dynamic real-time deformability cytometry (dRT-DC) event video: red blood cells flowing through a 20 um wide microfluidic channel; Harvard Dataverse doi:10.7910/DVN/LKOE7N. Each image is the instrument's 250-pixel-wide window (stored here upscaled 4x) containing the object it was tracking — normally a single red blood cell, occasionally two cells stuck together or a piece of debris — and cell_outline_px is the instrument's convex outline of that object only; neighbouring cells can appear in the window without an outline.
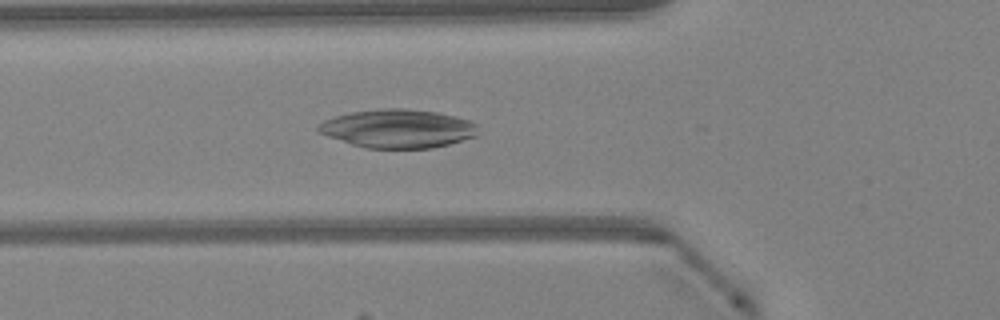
{"species": "Egyptian fruit bat (a non-hibernating species)", "species_latin": "Rousettus aegyptiacus", "temperature_condition": "warm", "stored_images_in_passage": 21, "camera_frame_rate_fps": 3000, "um_per_image_px": 0.085, "animal": {"sex": "female"}, "frame": {"image": 1, "passage_image": 17, "time_ms": 5.333, "image_size_px": [1000, 320], "cell_outline_px": [[476, 136], [448, 144], [432, 148], [364, 148], [316, 132], [316, 128], [324, 120], [336, 116], [352, 112], [380, 108], [404, 108], [436, 112], [456, 116], [468, 120], [476, 124]], "centroid_in_image_um": [33.8, 10.93], "position_along_channel_um": 92.0, "area_um2": 35.72}}
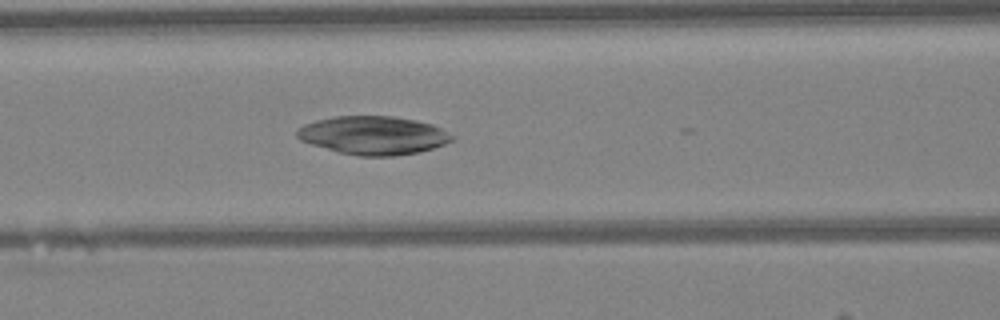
{"frame": {"image": 2, "passage_image": 20, "time_ms": 6.333, "image_size_px": [1000, 320], "cell_outline_px": [[456, 136], [452, 140], [444, 144], [420, 152], [396, 156], [360, 156], [340, 152], [312, 144], [300, 140], [296, 136], [296, 132], [304, 124], [316, 120], [332, 116], [392, 116], [416, 120], [432, 124]], "centroid_in_image_um": [31.75, 11.5], "position_along_channel_um": 134.9, "area_um2": 34.62}}